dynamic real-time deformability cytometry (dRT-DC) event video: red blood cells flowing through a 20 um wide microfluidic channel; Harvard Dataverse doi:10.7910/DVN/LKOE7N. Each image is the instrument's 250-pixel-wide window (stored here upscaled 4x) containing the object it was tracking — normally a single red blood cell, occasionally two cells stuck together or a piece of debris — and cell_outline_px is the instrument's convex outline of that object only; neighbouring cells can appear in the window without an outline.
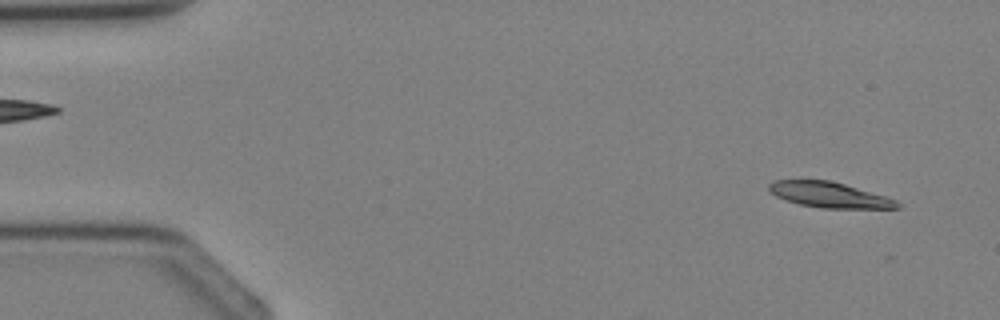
{"species": "Egyptian fruit bat (a non-hibernating species)", "species_latin": "Rousettus aegyptiacus", "temperature_condition": "cold", "stored_images_in_passage": 3, "camera_frame_rate_fps": 3000, "um_per_image_px": 0.085, "animal": {"sex": "female"}, "frame": {"image": 1, "passage_image": 1, "time_ms": 0.0, "image_size_px": [1000, 320], "cell_outline_px": [[900, 208], [820, 208], [800, 204], [776, 196], [768, 192], [768, 184], [776, 180], [828, 180], [844, 184], [884, 196], [896, 200], [900, 204]], "centroid_in_image_um": [70.46, 16.56], "position_along_channel_um": 14.5, "area_um2": 18.79}}
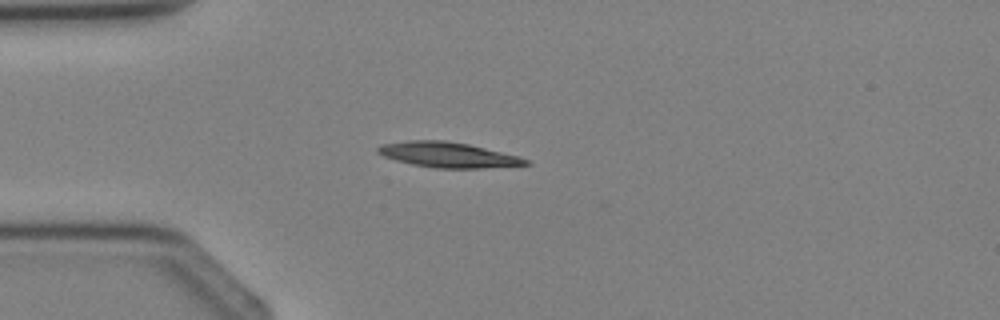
{"frame": {"image": 2, "passage_image": 3, "time_ms": 2.333, "image_size_px": [1000, 320], "cell_outline_px": [[532, 164], [480, 168], [436, 168], [412, 164], [396, 160], [384, 156], [376, 152], [376, 148], [380, 144], [408, 140], [444, 140], [468, 144], [520, 156], [528, 160]], "centroid_in_image_um": [38.06, 13.15], "position_along_channel_um": 46.9, "area_um2": 21.73}}